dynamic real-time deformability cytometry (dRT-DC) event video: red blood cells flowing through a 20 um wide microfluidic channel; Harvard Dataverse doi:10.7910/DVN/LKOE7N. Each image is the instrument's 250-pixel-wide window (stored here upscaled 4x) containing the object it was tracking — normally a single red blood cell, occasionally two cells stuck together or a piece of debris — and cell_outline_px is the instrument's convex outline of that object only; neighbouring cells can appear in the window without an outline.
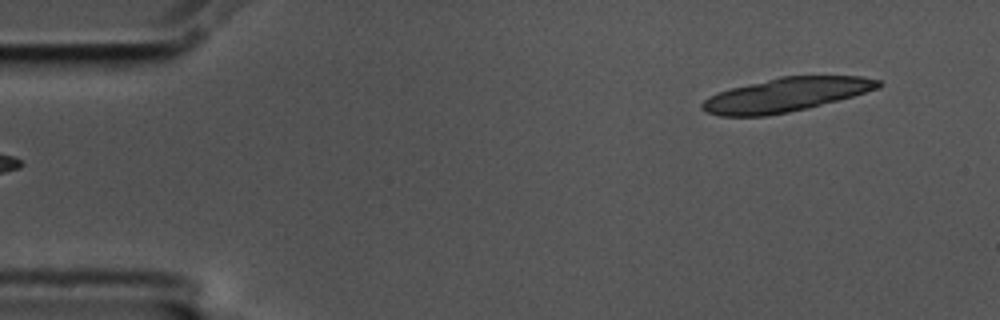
{"species": "common noctule bat (a hibernating species)", "species_latin": "Nyctalus noctula", "temperature_condition": "cold", "stored_images_in_passage": 6, "segment_of_instrument_passage": [1, 2], "camera_frame_rate_fps": 3000, "um_per_image_px": 0.085, "animal": {"sex": "male", "body_mass_g": 17.5, "forearm_length_mm": 52.3}, "frame": {"image": 1, "passage_image": 1, "time_ms": 0.0, "image_size_px": [1000, 320], "cell_outline_px": [[884, 84], [880, 88], [852, 96], [808, 108], [788, 112], [764, 116], [720, 116], [704, 112], [700, 108], [700, 104], [708, 96], [732, 88], [780, 76], [860, 76], [880, 80]], "centroid_in_image_um": [66.8, 8.06], "position_along_channel_um": 18.2, "area_um2": 34.68}}